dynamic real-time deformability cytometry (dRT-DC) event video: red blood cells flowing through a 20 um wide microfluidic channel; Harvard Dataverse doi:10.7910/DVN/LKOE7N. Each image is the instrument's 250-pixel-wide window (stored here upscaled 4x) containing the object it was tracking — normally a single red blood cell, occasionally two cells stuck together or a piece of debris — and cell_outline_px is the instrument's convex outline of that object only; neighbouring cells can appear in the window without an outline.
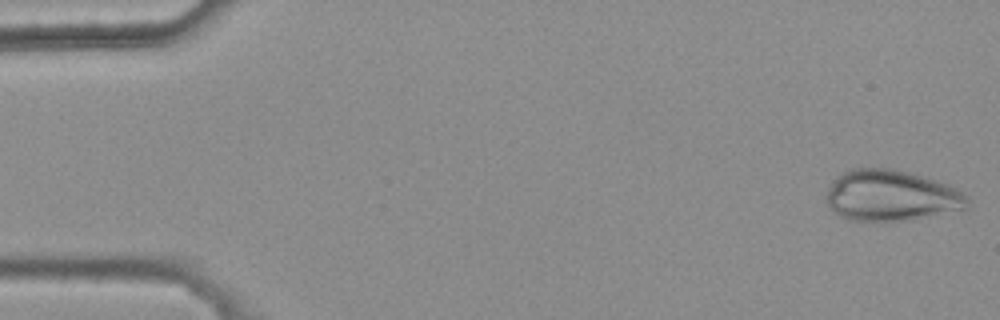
{"species": "common noctule bat (a hibernating species)", "species_latin": "Nyctalus noctula", "temperature_condition": "warm", "stored_images_in_passage": 5, "camera_frame_rate_fps": 3000, "um_per_image_px": 0.085, "animal": {"sex": "female", "body_mass_g": 25.1}, "frame": {"image": 1, "passage_image": 1, "time_ms": 0.0, "image_size_px": [1000, 320], "cell_outline_px": [[968, 208], [908, 220], [852, 220], [840, 216], [824, 200], [828, 188], [844, 172], [852, 168], [892, 168], [908, 172], [936, 180], [948, 184], [956, 188], [968, 196]], "centroid_in_image_um": [75.77, 16.62], "position_along_channel_um": 9.2, "area_um2": 41.5}}